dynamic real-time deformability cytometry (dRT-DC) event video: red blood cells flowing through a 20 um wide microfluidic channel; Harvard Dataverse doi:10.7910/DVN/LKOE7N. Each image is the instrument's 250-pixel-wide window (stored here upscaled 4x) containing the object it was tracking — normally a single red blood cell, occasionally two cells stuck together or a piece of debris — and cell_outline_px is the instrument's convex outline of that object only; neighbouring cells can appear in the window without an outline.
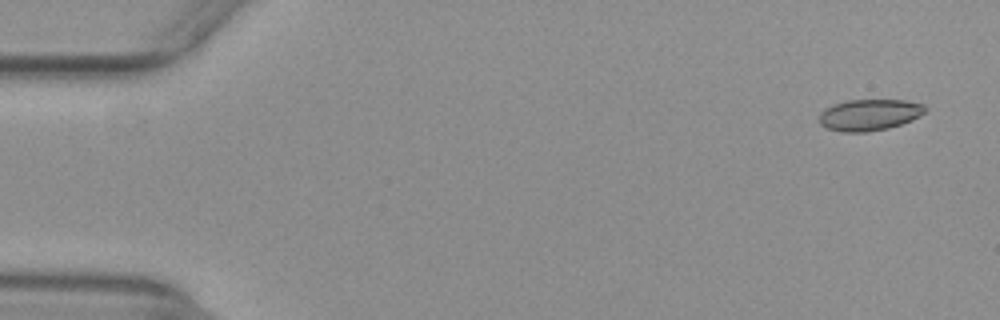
{"species": "common noctule bat (a hibernating species)", "species_latin": "Nyctalus noctula", "temperature_condition": "warm", "stored_images_in_passage": 51, "camera_frame_rate_fps": 3000, "um_per_image_px": 0.085, "animal": {"sex": "female", "body_mass_g": 29.2, "forearm_length_mm": 56.3}, "frame": {"image": 1, "passage_image": 3, "time_ms": 0.667, "image_size_px": [1000, 320], "cell_outline_px": [[928, 108], [920, 116], [912, 120], [888, 128], [868, 132], [840, 132], [824, 128], [820, 124], [820, 112], [824, 108], [832, 104], [848, 100], [904, 100], [924, 104]], "centroid_in_image_um": [73.87, 9.76], "position_along_channel_um": 11.1, "area_um2": 19.59}}
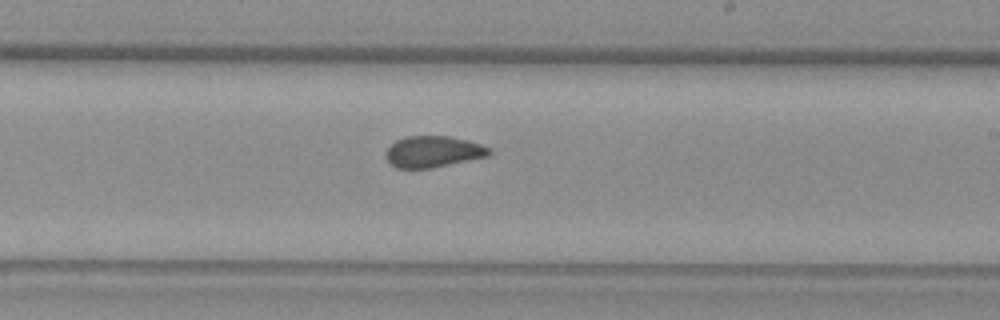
{"frame": {"image": 2, "passage_image": 32, "time_ms": 10.333, "image_size_px": [1000, 320], "cell_outline_px": [[492, 152], [488, 156], [432, 168], [396, 168], [384, 156], [384, 152], [396, 140], [408, 136], [448, 136], [468, 140], [492, 148]], "centroid_in_image_um": [36.83, 12.89], "position_along_channel_um": 252.2, "area_um2": 18.9}}
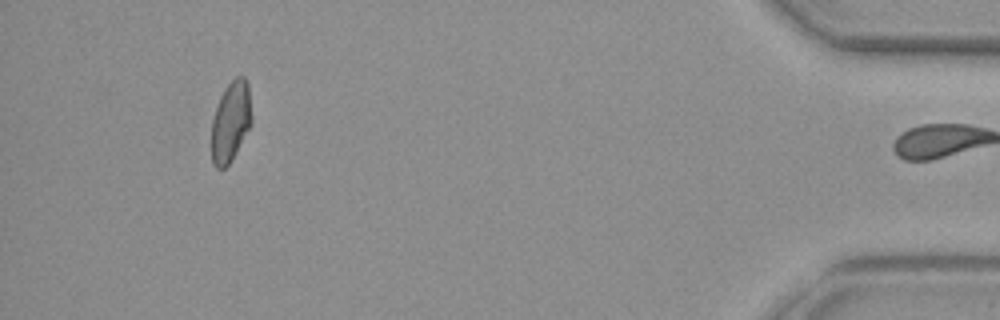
{"frame": {"image": 3, "passage_image": 50, "time_ms": 16.333, "image_size_px": [1000, 320], "cell_outline_px": [[252, 124], [232, 160], [224, 168], [216, 168], [212, 164], [212, 120], [220, 96], [224, 88], [236, 76], [244, 76], [248, 84], [252, 116]], "centroid_in_image_um": [19.62, 10.33], "position_along_channel_um": 415.6, "area_um2": 18.9}, "authors_computed_cell_mechanics": {"area_um2": 19.4208, "velocity_mm_per_s": 3.9139, "shape_relaxation_time_tau1_ms": 6.8256, "shape_relaxation_time_tau2_ms": 0.9992, "deformation_change_tau1": 0.131, "deformation_change_tau2": 0.0483}}